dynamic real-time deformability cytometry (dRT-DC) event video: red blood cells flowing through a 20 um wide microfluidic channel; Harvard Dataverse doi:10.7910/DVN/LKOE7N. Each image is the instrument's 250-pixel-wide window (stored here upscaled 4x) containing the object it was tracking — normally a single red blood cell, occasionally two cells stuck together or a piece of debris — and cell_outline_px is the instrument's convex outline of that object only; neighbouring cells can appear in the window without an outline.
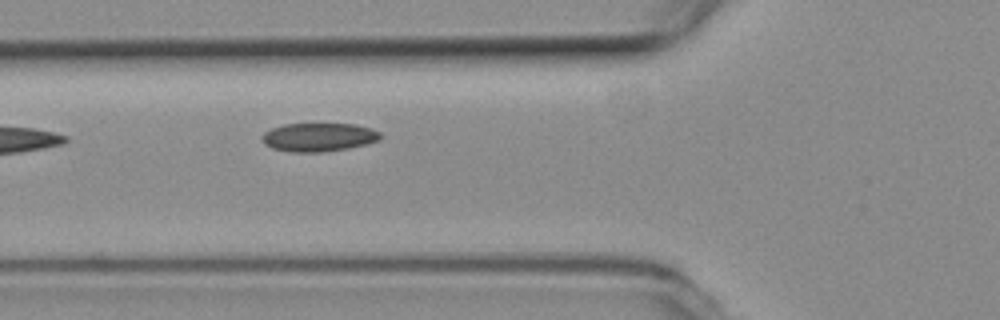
{"species": "common noctule bat (a hibernating species)", "species_latin": "Nyctalus noctula", "temperature_condition": "room temperature", "stored_images_in_passage": 5, "camera_frame_rate_fps": 3000, "um_per_image_px": 0.085, "animal": {"sex": "female", "body_mass_g": 19.3, "forearm_length_mm": 54.1}, "frame": {"image": 1, "passage_image": 5, "time_ms": 1.333, "image_size_px": [1000, 320], "cell_outline_px": [[380, 140], [368, 144], [348, 148], [320, 152], [292, 152], [272, 148], [264, 144], [264, 132], [272, 128], [284, 124], [356, 124], [372, 128], [380, 132]], "centroid_in_image_um": [27.13, 11.66], "position_along_channel_um": 98.7, "area_um2": 19.59}}